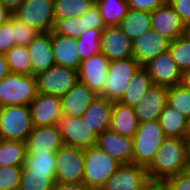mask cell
<instances>
[{
    "instance_id": "1",
    "label": "cell",
    "mask_w": 190,
    "mask_h": 190,
    "mask_svg": "<svg viewBox=\"0 0 190 190\" xmlns=\"http://www.w3.org/2000/svg\"><path fill=\"white\" fill-rule=\"evenodd\" d=\"M188 158L189 139L166 137L145 169L150 180L166 181L185 171Z\"/></svg>"
},
{
    "instance_id": "2",
    "label": "cell",
    "mask_w": 190,
    "mask_h": 190,
    "mask_svg": "<svg viewBox=\"0 0 190 190\" xmlns=\"http://www.w3.org/2000/svg\"><path fill=\"white\" fill-rule=\"evenodd\" d=\"M121 164L96 146L84 149L82 182L91 190H100Z\"/></svg>"
},
{
    "instance_id": "3",
    "label": "cell",
    "mask_w": 190,
    "mask_h": 190,
    "mask_svg": "<svg viewBox=\"0 0 190 190\" xmlns=\"http://www.w3.org/2000/svg\"><path fill=\"white\" fill-rule=\"evenodd\" d=\"M35 75L9 73L0 80V108L29 106L37 95Z\"/></svg>"
},
{
    "instance_id": "4",
    "label": "cell",
    "mask_w": 190,
    "mask_h": 190,
    "mask_svg": "<svg viewBox=\"0 0 190 190\" xmlns=\"http://www.w3.org/2000/svg\"><path fill=\"white\" fill-rule=\"evenodd\" d=\"M166 139L157 121L139 123L133 140L132 164L146 167L154 158L158 148Z\"/></svg>"
},
{
    "instance_id": "5",
    "label": "cell",
    "mask_w": 190,
    "mask_h": 190,
    "mask_svg": "<svg viewBox=\"0 0 190 190\" xmlns=\"http://www.w3.org/2000/svg\"><path fill=\"white\" fill-rule=\"evenodd\" d=\"M140 67L133 57L110 61L103 91L99 96L118 102Z\"/></svg>"
},
{
    "instance_id": "6",
    "label": "cell",
    "mask_w": 190,
    "mask_h": 190,
    "mask_svg": "<svg viewBox=\"0 0 190 190\" xmlns=\"http://www.w3.org/2000/svg\"><path fill=\"white\" fill-rule=\"evenodd\" d=\"M29 106H7L0 108V138L25 142L33 129Z\"/></svg>"
},
{
    "instance_id": "7",
    "label": "cell",
    "mask_w": 190,
    "mask_h": 190,
    "mask_svg": "<svg viewBox=\"0 0 190 190\" xmlns=\"http://www.w3.org/2000/svg\"><path fill=\"white\" fill-rule=\"evenodd\" d=\"M12 15L39 33L51 32L55 23L53 0H24Z\"/></svg>"
},
{
    "instance_id": "8",
    "label": "cell",
    "mask_w": 190,
    "mask_h": 190,
    "mask_svg": "<svg viewBox=\"0 0 190 190\" xmlns=\"http://www.w3.org/2000/svg\"><path fill=\"white\" fill-rule=\"evenodd\" d=\"M35 78L37 92L61 98L78 82V71L54 65L36 74Z\"/></svg>"
},
{
    "instance_id": "9",
    "label": "cell",
    "mask_w": 190,
    "mask_h": 190,
    "mask_svg": "<svg viewBox=\"0 0 190 190\" xmlns=\"http://www.w3.org/2000/svg\"><path fill=\"white\" fill-rule=\"evenodd\" d=\"M56 183H82L84 150L63 145L56 153Z\"/></svg>"
},
{
    "instance_id": "10",
    "label": "cell",
    "mask_w": 190,
    "mask_h": 190,
    "mask_svg": "<svg viewBox=\"0 0 190 190\" xmlns=\"http://www.w3.org/2000/svg\"><path fill=\"white\" fill-rule=\"evenodd\" d=\"M58 127L65 146L84 150L96 145L98 135L90 129L82 117L63 115Z\"/></svg>"
},
{
    "instance_id": "11",
    "label": "cell",
    "mask_w": 190,
    "mask_h": 190,
    "mask_svg": "<svg viewBox=\"0 0 190 190\" xmlns=\"http://www.w3.org/2000/svg\"><path fill=\"white\" fill-rule=\"evenodd\" d=\"M144 68L149 73L153 85L162 87L178 86L182 82L183 72L177 66L169 51L152 59Z\"/></svg>"
},
{
    "instance_id": "12",
    "label": "cell",
    "mask_w": 190,
    "mask_h": 190,
    "mask_svg": "<svg viewBox=\"0 0 190 190\" xmlns=\"http://www.w3.org/2000/svg\"><path fill=\"white\" fill-rule=\"evenodd\" d=\"M171 41L152 28L132 41V57L144 67L158 55L168 51Z\"/></svg>"
},
{
    "instance_id": "13",
    "label": "cell",
    "mask_w": 190,
    "mask_h": 190,
    "mask_svg": "<svg viewBox=\"0 0 190 190\" xmlns=\"http://www.w3.org/2000/svg\"><path fill=\"white\" fill-rule=\"evenodd\" d=\"M109 62V59L101 52L82 60L77 70L78 81L83 82L95 94L100 95L107 78Z\"/></svg>"
},
{
    "instance_id": "14",
    "label": "cell",
    "mask_w": 190,
    "mask_h": 190,
    "mask_svg": "<svg viewBox=\"0 0 190 190\" xmlns=\"http://www.w3.org/2000/svg\"><path fill=\"white\" fill-rule=\"evenodd\" d=\"M33 126H56L63 117L60 98L38 92L29 105Z\"/></svg>"
},
{
    "instance_id": "15",
    "label": "cell",
    "mask_w": 190,
    "mask_h": 190,
    "mask_svg": "<svg viewBox=\"0 0 190 190\" xmlns=\"http://www.w3.org/2000/svg\"><path fill=\"white\" fill-rule=\"evenodd\" d=\"M150 17L151 28L171 42L186 32V26L169 2L150 12Z\"/></svg>"
},
{
    "instance_id": "16",
    "label": "cell",
    "mask_w": 190,
    "mask_h": 190,
    "mask_svg": "<svg viewBox=\"0 0 190 190\" xmlns=\"http://www.w3.org/2000/svg\"><path fill=\"white\" fill-rule=\"evenodd\" d=\"M149 180L144 166L121 165L100 190H138Z\"/></svg>"
},
{
    "instance_id": "17",
    "label": "cell",
    "mask_w": 190,
    "mask_h": 190,
    "mask_svg": "<svg viewBox=\"0 0 190 190\" xmlns=\"http://www.w3.org/2000/svg\"><path fill=\"white\" fill-rule=\"evenodd\" d=\"M100 50L109 61L132 57V41L120 26H107L103 29Z\"/></svg>"
},
{
    "instance_id": "18",
    "label": "cell",
    "mask_w": 190,
    "mask_h": 190,
    "mask_svg": "<svg viewBox=\"0 0 190 190\" xmlns=\"http://www.w3.org/2000/svg\"><path fill=\"white\" fill-rule=\"evenodd\" d=\"M167 105V88L152 85L140 99L138 104L133 106L134 113L139 123L157 121Z\"/></svg>"
},
{
    "instance_id": "19",
    "label": "cell",
    "mask_w": 190,
    "mask_h": 190,
    "mask_svg": "<svg viewBox=\"0 0 190 190\" xmlns=\"http://www.w3.org/2000/svg\"><path fill=\"white\" fill-rule=\"evenodd\" d=\"M98 149L108 153L121 165L132 164L133 140L113 131L106 130L97 136L95 145Z\"/></svg>"
},
{
    "instance_id": "20",
    "label": "cell",
    "mask_w": 190,
    "mask_h": 190,
    "mask_svg": "<svg viewBox=\"0 0 190 190\" xmlns=\"http://www.w3.org/2000/svg\"><path fill=\"white\" fill-rule=\"evenodd\" d=\"M32 65V75L46 71L56 65L52 50L51 32L39 33L28 45Z\"/></svg>"
},
{
    "instance_id": "21",
    "label": "cell",
    "mask_w": 190,
    "mask_h": 190,
    "mask_svg": "<svg viewBox=\"0 0 190 190\" xmlns=\"http://www.w3.org/2000/svg\"><path fill=\"white\" fill-rule=\"evenodd\" d=\"M97 96L87 85L78 81L60 98L62 114L69 117H82L87 107Z\"/></svg>"
},
{
    "instance_id": "22",
    "label": "cell",
    "mask_w": 190,
    "mask_h": 190,
    "mask_svg": "<svg viewBox=\"0 0 190 190\" xmlns=\"http://www.w3.org/2000/svg\"><path fill=\"white\" fill-rule=\"evenodd\" d=\"M25 143L26 152H57L64 145L58 125L34 126Z\"/></svg>"
},
{
    "instance_id": "23",
    "label": "cell",
    "mask_w": 190,
    "mask_h": 190,
    "mask_svg": "<svg viewBox=\"0 0 190 190\" xmlns=\"http://www.w3.org/2000/svg\"><path fill=\"white\" fill-rule=\"evenodd\" d=\"M113 102L97 95L82 115L85 123L97 135L110 129Z\"/></svg>"
},
{
    "instance_id": "24",
    "label": "cell",
    "mask_w": 190,
    "mask_h": 190,
    "mask_svg": "<svg viewBox=\"0 0 190 190\" xmlns=\"http://www.w3.org/2000/svg\"><path fill=\"white\" fill-rule=\"evenodd\" d=\"M52 50L56 65L78 70L81 59L77 38L52 34Z\"/></svg>"
},
{
    "instance_id": "25",
    "label": "cell",
    "mask_w": 190,
    "mask_h": 190,
    "mask_svg": "<svg viewBox=\"0 0 190 190\" xmlns=\"http://www.w3.org/2000/svg\"><path fill=\"white\" fill-rule=\"evenodd\" d=\"M158 122L166 137L190 139L189 119L168 104L162 110Z\"/></svg>"
},
{
    "instance_id": "26",
    "label": "cell",
    "mask_w": 190,
    "mask_h": 190,
    "mask_svg": "<svg viewBox=\"0 0 190 190\" xmlns=\"http://www.w3.org/2000/svg\"><path fill=\"white\" fill-rule=\"evenodd\" d=\"M139 121L131 106L113 102L110 130L122 136L133 138Z\"/></svg>"
},
{
    "instance_id": "27",
    "label": "cell",
    "mask_w": 190,
    "mask_h": 190,
    "mask_svg": "<svg viewBox=\"0 0 190 190\" xmlns=\"http://www.w3.org/2000/svg\"><path fill=\"white\" fill-rule=\"evenodd\" d=\"M153 85L149 73L144 67H140L132 77L126 91L118 101L127 106L138 104L144 93Z\"/></svg>"
},
{
    "instance_id": "28",
    "label": "cell",
    "mask_w": 190,
    "mask_h": 190,
    "mask_svg": "<svg viewBox=\"0 0 190 190\" xmlns=\"http://www.w3.org/2000/svg\"><path fill=\"white\" fill-rule=\"evenodd\" d=\"M120 27L133 41L151 28L150 12L129 9L121 21Z\"/></svg>"
},
{
    "instance_id": "29",
    "label": "cell",
    "mask_w": 190,
    "mask_h": 190,
    "mask_svg": "<svg viewBox=\"0 0 190 190\" xmlns=\"http://www.w3.org/2000/svg\"><path fill=\"white\" fill-rule=\"evenodd\" d=\"M56 172L27 171L22 166L18 190H52Z\"/></svg>"
},
{
    "instance_id": "30",
    "label": "cell",
    "mask_w": 190,
    "mask_h": 190,
    "mask_svg": "<svg viewBox=\"0 0 190 190\" xmlns=\"http://www.w3.org/2000/svg\"><path fill=\"white\" fill-rule=\"evenodd\" d=\"M95 5L99 9L105 27L120 26L130 9L126 0H97Z\"/></svg>"
},
{
    "instance_id": "31",
    "label": "cell",
    "mask_w": 190,
    "mask_h": 190,
    "mask_svg": "<svg viewBox=\"0 0 190 190\" xmlns=\"http://www.w3.org/2000/svg\"><path fill=\"white\" fill-rule=\"evenodd\" d=\"M26 156V143L14 140H1L0 166H23Z\"/></svg>"
},
{
    "instance_id": "32",
    "label": "cell",
    "mask_w": 190,
    "mask_h": 190,
    "mask_svg": "<svg viewBox=\"0 0 190 190\" xmlns=\"http://www.w3.org/2000/svg\"><path fill=\"white\" fill-rule=\"evenodd\" d=\"M10 73L32 75V65L27 46L15 45L5 53Z\"/></svg>"
},
{
    "instance_id": "33",
    "label": "cell",
    "mask_w": 190,
    "mask_h": 190,
    "mask_svg": "<svg viewBox=\"0 0 190 190\" xmlns=\"http://www.w3.org/2000/svg\"><path fill=\"white\" fill-rule=\"evenodd\" d=\"M93 4L92 0H53L55 19L83 16Z\"/></svg>"
},
{
    "instance_id": "34",
    "label": "cell",
    "mask_w": 190,
    "mask_h": 190,
    "mask_svg": "<svg viewBox=\"0 0 190 190\" xmlns=\"http://www.w3.org/2000/svg\"><path fill=\"white\" fill-rule=\"evenodd\" d=\"M56 152H26L23 167L27 171L56 172Z\"/></svg>"
},
{
    "instance_id": "35",
    "label": "cell",
    "mask_w": 190,
    "mask_h": 190,
    "mask_svg": "<svg viewBox=\"0 0 190 190\" xmlns=\"http://www.w3.org/2000/svg\"><path fill=\"white\" fill-rule=\"evenodd\" d=\"M103 29H88L77 38L80 59L85 60L101 52L100 41Z\"/></svg>"
},
{
    "instance_id": "36",
    "label": "cell",
    "mask_w": 190,
    "mask_h": 190,
    "mask_svg": "<svg viewBox=\"0 0 190 190\" xmlns=\"http://www.w3.org/2000/svg\"><path fill=\"white\" fill-rule=\"evenodd\" d=\"M168 51L182 72L190 69V37L186 33L171 42Z\"/></svg>"
},
{
    "instance_id": "37",
    "label": "cell",
    "mask_w": 190,
    "mask_h": 190,
    "mask_svg": "<svg viewBox=\"0 0 190 190\" xmlns=\"http://www.w3.org/2000/svg\"><path fill=\"white\" fill-rule=\"evenodd\" d=\"M167 104L190 119V90L181 84L167 88Z\"/></svg>"
},
{
    "instance_id": "38",
    "label": "cell",
    "mask_w": 190,
    "mask_h": 190,
    "mask_svg": "<svg viewBox=\"0 0 190 190\" xmlns=\"http://www.w3.org/2000/svg\"><path fill=\"white\" fill-rule=\"evenodd\" d=\"M80 28V17L55 19L51 34H59L62 36L78 38L81 34Z\"/></svg>"
},
{
    "instance_id": "39",
    "label": "cell",
    "mask_w": 190,
    "mask_h": 190,
    "mask_svg": "<svg viewBox=\"0 0 190 190\" xmlns=\"http://www.w3.org/2000/svg\"><path fill=\"white\" fill-rule=\"evenodd\" d=\"M22 166H0V190H18Z\"/></svg>"
},
{
    "instance_id": "40",
    "label": "cell",
    "mask_w": 190,
    "mask_h": 190,
    "mask_svg": "<svg viewBox=\"0 0 190 190\" xmlns=\"http://www.w3.org/2000/svg\"><path fill=\"white\" fill-rule=\"evenodd\" d=\"M12 28L15 45L27 46L39 32L22 23L12 15Z\"/></svg>"
},
{
    "instance_id": "41",
    "label": "cell",
    "mask_w": 190,
    "mask_h": 190,
    "mask_svg": "<svg viewBox=\"0 0 190 190\" xmlns=\"http://www.w3.org/2000/svg\"><path fill=\"white\" fill-rule=\"evenodd\" d=\"M80 32L83 34L88 29H104L103 18L99 12L98 7L93 4L83 16H80Z\"/></svg>"
},
{
    "instance_id": "42",
    "label": "cell",
    "mask_w": 190,
    "mask_h": 190,
    "mask_svg": "<svg viewBox=\"0 0 190 190\" xmlns=\"http://www.w3.org/2000/svg\"><path fill=\"white\" fill-rule=\"evenodd\" d=\"M15 46L14 34L12 28V16L0 26V53L8 52Z\"/></svg>"
},
{
    "instance_id": "43",
    "label": "cell",
    "mask_w": 190,
    "mask_h": 190,
    "mask_svg": "<svg viewBox=\"0 0 190 190\" xmlns=\"http://www.w3.org/2000/svg\"><path fill=\"white\" fill-rule=\"evenodd\" d=\"M130 9L152 12L159 6L168 3V0H126Z\"/></svg>"
},
{
    "instance_id": "44",
    "label": "cell",
    "mask_w": 190,
    "mask_h": 190,
    "mask_svg": "<svg viewBox=\"0 0 190 190\" xmlns=\"http://www.w3.org/2000/svg\"><path fill=\"white\" fill-rule=\"evenodd\" d=\"M168 2L187 26L190 23V0H168Z\"/></svg>"
},
{
    "instance_id": "45",
    "label": "cell",
    "mask_w": 190,
    "mask_h": 190,
    "mask_svg": "<svg viewBox=\"0 0 190 190\" xmlns=\"http://www.w3.org/2000/svg\"><path fill=\"white\" fill-rule=\"evenodd\" d=\"M175 190H190V175L185 171L166 180Z\"/></svg>"
},
{
    "instance_id": "46",
    "label": "cell",
    "mask_w": 190,
    "mask_h": 190,
    "mask_svg": "<svg viewBox=\"0 0 190 190\" xmlns=\"http://www.w3.org/2000/svg\"><path fill=\"white\" fill-rule=\"evenodd\" d=\"M52 190H91L87 187L86 184L82 183H71V184H64V183H56L55 187Z\"/></svg>"
},
{
    "instance_id": "47",
    "label": "cell",
    "mask_w": 190,
    "mask_h": 190,
    "mask_svg": "<svg viewBox=\"0 0 190 190\" xmlns=\"http://www.w3.org/2000/svg\"><path fill=\"white\" fill-rule=\"evenodd\" d=\"M12 16V12L0 1V26L7 22Z\"/></svg>"
},
{
    "instance_id": "48",
    "label": "cell",
    "mask_w": 190,
    "mask_h": 190,
    "mask_svg": "<svg viewBox=\"0 0 190 190\" xmlns=\"http://www.w3.org/2000/svg\"><path fill=\"white\" fill-rule=\"evenodd\" d=\"M10 73L6 62L5 54L0 53V80L5 78Z\"/></svg>"
},
{
    "instance_id": "49",
    "label": "cell",
    "mask_w": 190,
    "mask_h": 190,
    "mask_svg": "<svg viewBox=\"0 0 190 190\" xmlns=\"http://www.w3.org/2000/svg\"><path fill=\"white\" fill-rule=\"evenodd\" d=\"M11 12L15 11L24 0H0Z\"/></svg>"
},
{
    "instance_id": "50",
    "label": "cell",
    "mask_w": 190,
    "mask_h": 190,
    "mask_svg": "<svg viewBox=\"0 0 190 190\" xmlns=\"http://www.w3.org/2000/svg\"><path fill=\"white\" fill-rule=\"evenodd\" d=\"M181 85L190 90V69L183 71Z\"/></svg>"
},
{
    "instance_id": "51",
    "label": "cell",
    "mask_w": 190,
    "mask_h": 190,
    "mask_svg": "<svg viewBox=\"0 0 190 190\" xmlns=\"http://www.w3.org/2000/svg\"><path fill=\"white\" fill-rule=\"evenodd\" d=\"M138 190H157V180H149Z\"/></svg>"
},
{
    "instance_id": "52",
    "label": "cell",
    "mask_w": 190,
    "mask_h": 190,
    "mask_svg": "<svg viewBox=\"0 0 190 190\" xmlns=\"http://www.w3.org/2000/svg\"><path fill=\"white\" fill-rule=\"evenodd\" d=\"M157 190H175L167 181L157 180Z\"/></svg>"
},
{
    "instance_id": "53",
    "label": "cell",
    "mask_w": 190,
    "mask_h": 190,
    "mask_svg": "<svg viewBox=\"0 0 190 190\" xmlns=\"http://www.w3.org/2000/svg\"><path fill=\"white\" fill-rule=\"evenodd\" d=\"M185 172L190 175V162H187Z\"/></svg>"
},
{
    "instance_id": "54",
    "label": "cell",
    "mask_w": 190,
    "mask_h": 190,
    "mask_svg": "<svg viewBox=\"0 0 190 190\" xmlns=\"http://www.w3.org/2000/svg\"><path fill=\"white\" fill-rule=\"evenodd\" d=\"M185 33L190 37V23L186 26V32Z\"/></svg>"
},
{
    "instance_id": "55",
    "label": "cell",
    "mask_w": 190,
    "mask_h": 190,
    "mask_svg": "<svg viewBox=\"0 0 190 190\" xmlns=\"http://www.w3.org/2000/svg\"><path fill=\"white\" fill-rule=\"evenodd\" d=\"M187 162H190V139H189V158Z\"/></svg>"
}]
</instances>
